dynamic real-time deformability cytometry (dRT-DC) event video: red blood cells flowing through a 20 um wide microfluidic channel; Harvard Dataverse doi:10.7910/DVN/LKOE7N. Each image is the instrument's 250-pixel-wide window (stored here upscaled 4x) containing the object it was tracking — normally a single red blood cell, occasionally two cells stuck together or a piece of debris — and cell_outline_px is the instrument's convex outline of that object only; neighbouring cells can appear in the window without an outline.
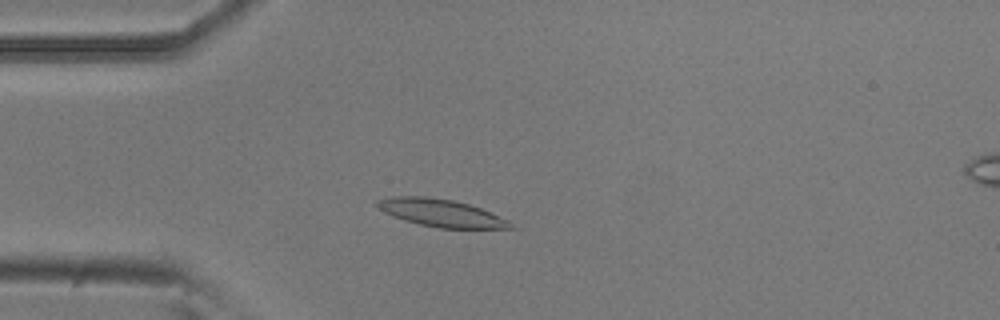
{"species": "common noctule bat (a hibernating species)", "species_latin": "Nyctalus noctula", "temperature_condition": "room temperature", "stored_images_in_passage": 22, "camera_frame_rate_fps": 3000, "um_per_image_px": 0.085, "animal": {"sex": "male", "body_mass_g": 20.5, "forearm_length_mm": 52.5}, "frame": {"image": 1, "passage_image": 12, "time_ms": 3.667, "image_size_px": [1000, 320], "cell_outline_px": [[516, 228], [440, 228], [420, 224], [404, 220], [392, 216], [376, 208], [376, 200], [392, 196], [428, 196], [452, 200], [468, 204], [480, 208], [508, 220]], "centroid_in_image_um": [37.43, 18.09], "position_along_channel_um": 47.6, "area_um2": 21.27}}
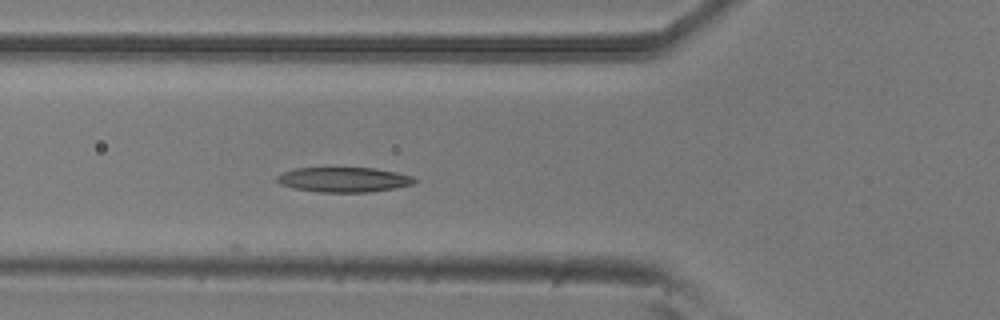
{"frame": {"image": 2, "passage_image": 17, "time_ms": 5.333, "image_size_px": [1000, 320], "cell_outline_px": [[420, 180], [412, 184], [396, 188], [368, 192], [320, 192], [296, 188], [280, 184], [276, 180], [276, 176], [284, 172], [296, 168], [372, 168], [396, 172], [416, 176]], "centroid_in_image_um": [29.29, 15.27], "position_along_channel_um": 96.5, "area_um2": 19.94}}
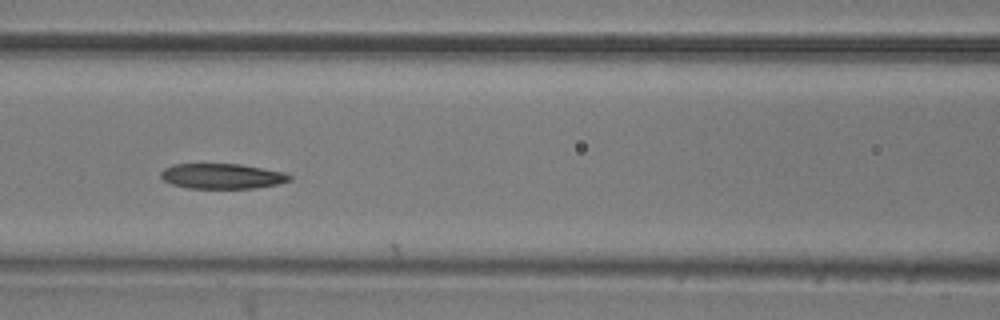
{"frame": {"image": 3, "passage_image": 21, "time_ms": 6.667, "image_size_px": [1000, 320], "cell_outline_px": [[292, 180], [276, 184], [256, 188], [188, 188], [172, 184], [164, 180], [160, 176], [160, 172], [164, 168], [172, 164], [240, 164], [284, 172], [292, 176]], "centroid_in_image_um": [18.87, 14.97], "position_along_channel_um": 147.7, "area_um2": 18.9}}